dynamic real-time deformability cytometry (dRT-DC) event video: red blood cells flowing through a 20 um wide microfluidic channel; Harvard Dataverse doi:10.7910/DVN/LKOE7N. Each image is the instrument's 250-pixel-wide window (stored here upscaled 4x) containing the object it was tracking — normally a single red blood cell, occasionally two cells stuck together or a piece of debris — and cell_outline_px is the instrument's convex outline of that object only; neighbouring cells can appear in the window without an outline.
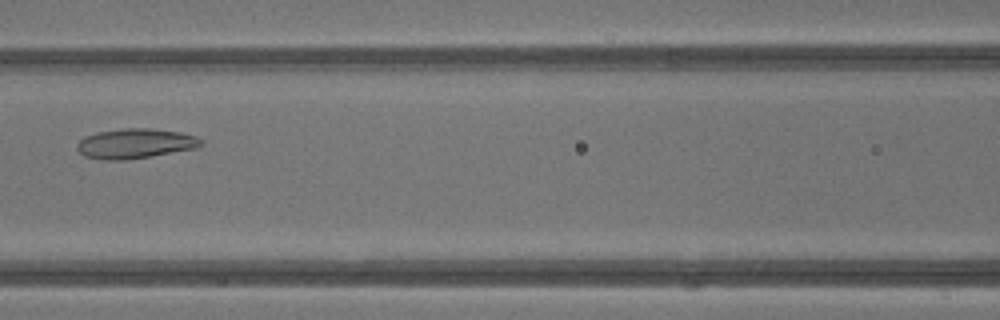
{"species": "common noctule bat (a hibernating species)", "species_latin": "Nyctalus noctula", "temperature_condition": "warm", "stored_images_in_passage": 39, "camera_frame_rate_fps": 3000, "um_per_image_px": 0.085, "animal": {"sex": "male", "body_mass_g": 13.3}, "frame": {"image": 1, "passage_image": 16, "time_ms": 5.0, "image_size_px": [1000, 320], "cell_outline_px": [[204, 144], [196, 148], [152, 156], [124, 160], [104, 160], [84, 156], [76, 148], [76, 144], [84, 136], [96, 132], [120, 128], [152, 128], [180, 132], [196, 136]], "centroid_in_image_um": [11.47, 12.19], "position_along_channel_um": 155.1, "area_um2": 21.73}}
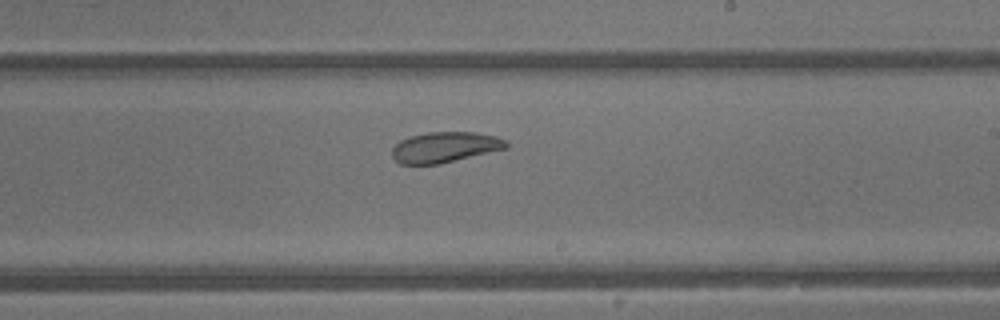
{"frame": {"image": 2, "passage_image": 22, "time_ms": 7.0, "image_size_px": [1000, 320], "cell_outline_px": [[508, 148], [440, 164], [400, 164], [392, 156], [392, 148], [400, 140], [412, 136], [428, 132], [476, 132], [496, 136], [508, 140]], "centroid_in_image_um": [37.85, 12.51], "position_along_channel_um": 251.2, "area_um2": 20.4}}
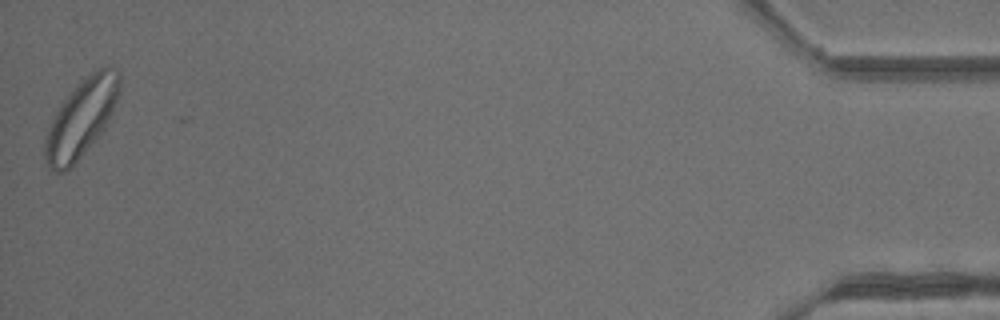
{"frame": {"image": 3, "passage_image": 39, "time_ms": 12.667, "image_size_px": [1000, 320], "cell_outline_px": [[120, 92], [112, 112], [104, 128], [72, 168], [64, 172], [52, 172], [44, 156], [44, 140], [52, 120], [60, 104], [92, 72], [100, 68], [112, 68], [120, 72]], "centroid_in_image_um": [6.9, 10.11], "position_along_channel_um": 428.3, "area_um2": 32.95}, "authors_computed_cell_mechanics": {"area_um2": 23.698, "velocity_mm_per_s": 4.8247, "shape_relaxation_time_tau1_ms": 8.6683, "shape_relaxation_time_tau2_ms": 4.8305, "deformation_change_tau1": 0.1543, "deformation_change_tau2": 0.1364}}